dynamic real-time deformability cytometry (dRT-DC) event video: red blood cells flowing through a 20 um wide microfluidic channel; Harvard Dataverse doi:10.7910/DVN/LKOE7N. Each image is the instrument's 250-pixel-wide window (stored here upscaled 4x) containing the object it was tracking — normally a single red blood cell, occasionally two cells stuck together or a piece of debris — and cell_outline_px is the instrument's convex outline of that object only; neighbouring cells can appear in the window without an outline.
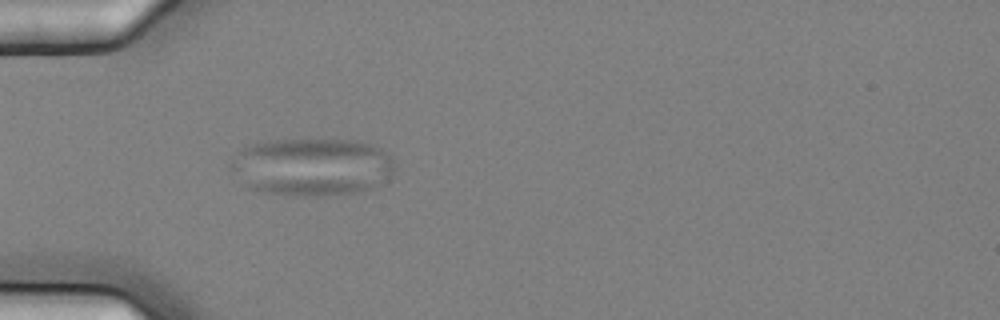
{"species": "common noctule bat (a hibernating species)", "species_latin": "Nyctalus noctula", "temperature_condition": "cold", "stored_images_in_passage": 6, "camera_frame_rate_fps": 3000, "um_per_image_px": 0.085, "animal": {"sex": "female", "body_mass_g": 25.1}, "frame": {"image": 1, "passage_image": 6, "time_ms": 1.667, "image_size_px": [1000, 320], "cell_outline_px": [[392, 172], [388, 180], [372, 188], [356, 192], [320, 196], [312, 196], [256, 192], [248, 188], [244, 184], [228, 164], [240, 148], [252, 144], [276, 140], [332, 136], [356, 140], [380, 148], [392, 160]], "centroid_in_image_um": [26.49, 14.14], "position_along_channel_um": 58.5, "area_um2": 56.18}}